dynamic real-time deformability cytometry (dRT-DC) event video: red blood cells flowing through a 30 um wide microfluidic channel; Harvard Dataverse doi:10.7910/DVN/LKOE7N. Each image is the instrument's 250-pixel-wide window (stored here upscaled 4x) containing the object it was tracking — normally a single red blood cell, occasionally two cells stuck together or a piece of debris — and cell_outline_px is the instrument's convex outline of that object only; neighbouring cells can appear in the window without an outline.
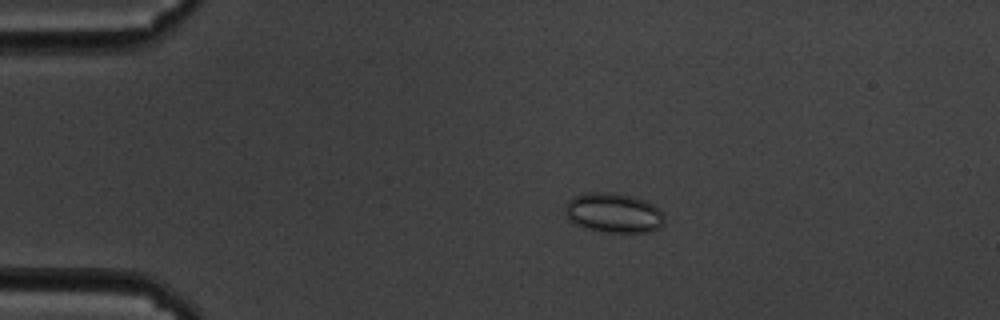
{"species": "common noctule bat (a hibernating species)", "species_latin": "Nyctalus noctula", "temperature_condition": "cold", "stored_images_in_passage": 60, "camera_frame_rate_fps": 3000, "um_per_image_px": 0.085, "animal": {"sex": "male", "body_mass_g": 19.5, "forearm_length_mm": 54.6}, "frame": {"image": 1, "passage_image": 13, "time_ms": 4.0, "image_size_px": [1000, 320], "cell_outline_px": [[664, 224], [660, 228], [648, 232], [608, 232], [584, 228], [568, 220], [564, 212], [564, 204], [572, 196], [588, 192], [608, 192], [632, 196], [644, 200], [652, 204], [664, 216]], "centroid_in_image_um": [52.1, 18.09], "position_along_channel_um": 32.9, "area_um2": 23.12}}
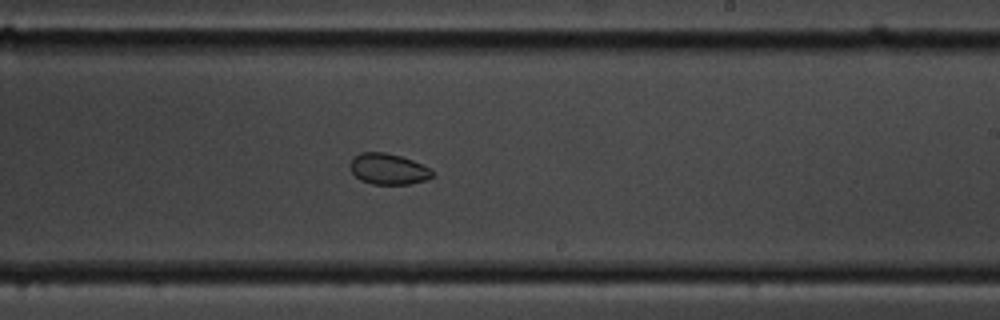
{"frame": {"image": 2, "passage_image": 37, "time_ms": 12.0, "image_size_px": [1000, 320], "cell_outline_px": [[432, 176], [428, 180], [408, 184], [372, 184], [360, 180], [352, 172], [348, 164], [352, 156], [360, 152], [384, 152], [400, 156], [412, 160], [428, 168], [432, 172]], "centroid_in_image_um": [32.94, 14.36], "position_along_channel_um": 256.1, "area_um2": 14.85}}
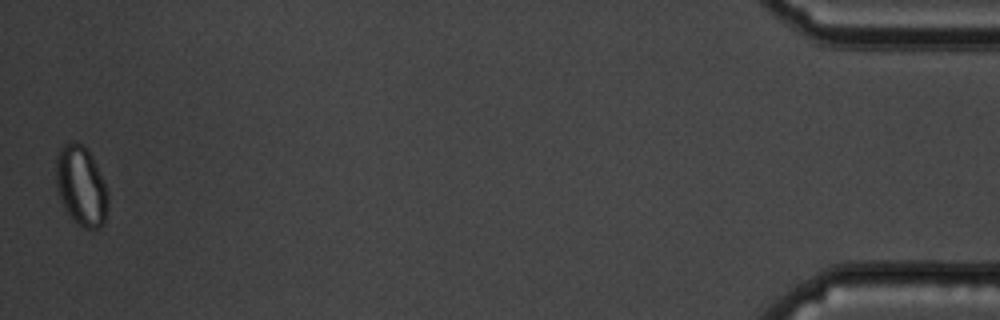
{"frame": {"image": 3, "passage_image": 60, "time_ms": 19.667, "image_size_px": [1000, 320], "cell_outline_px": [[108, 204], [104, 220], [96, 228], [84, 228], [64, 208], [56, 184], [56, 156], [60, 148], [64, 144], [72, 140], [80, 144], [92, 156], [104, 180], [108, 192]], "centroid_in_image_um": [6.89, 15.75], "position_along_channel_um": 428.3, "area_um2": 23.7}}